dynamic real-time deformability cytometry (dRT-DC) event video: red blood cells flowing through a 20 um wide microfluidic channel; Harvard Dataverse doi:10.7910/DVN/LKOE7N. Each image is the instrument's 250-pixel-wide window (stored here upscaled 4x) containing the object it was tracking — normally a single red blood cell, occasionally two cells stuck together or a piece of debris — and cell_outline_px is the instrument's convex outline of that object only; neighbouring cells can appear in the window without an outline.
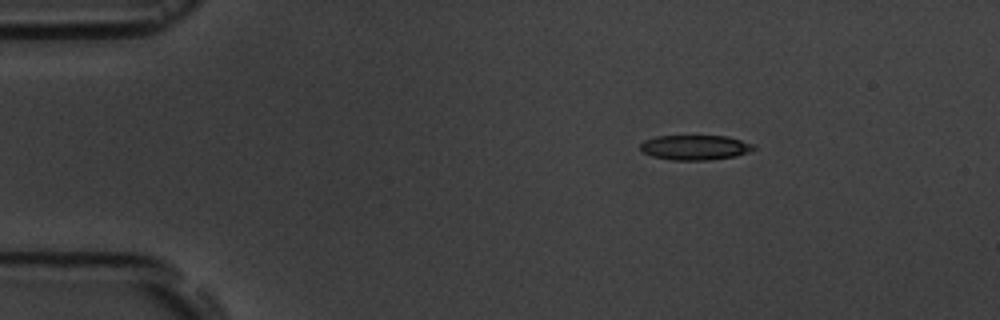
{"species": "common noctule bat (a hibernating species)", "species_latin": "Nyctalus noctula", "temperature_condition": "room temperature", "stored_images_in_passage": 2, "camera_frame_rate_fps": 3000, "um_per_image_px": 0.085, "animal": {"sex": "male", "body_mass_g": 19.5, "forearm_length_mm": 54.6}, "frame": {"image": 1, "passage_image": 1, "time_ms": 0.0, "image_size_px": [1000, 320], "cell_outline_px": [[756, 148], [748, 152], [736, 156], [708, 160], [672, 160], [652, 156], [644, 152], [640, 148], [640, 144], [644, 140], [656, 136], [728, 136], [756, 144]], "centroid_in_image_um": [59.11, 12.53], "position_along_channel_um": 25.9, "area_um2": 16.53}}